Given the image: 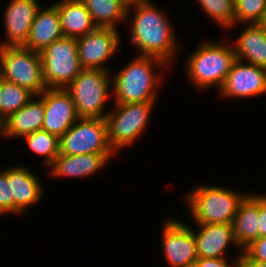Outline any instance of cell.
Returning a JSON list of instances; mask_svg holds the SVG:
<instances>
[{
	"mask_svg": "<svg viewBox=\"0 0 266 267\" xmlns=\"http://www.w3.org/2000/svg\"><path fill=\"white\" fill-rule=\"evenodd\" d=\"M31 152L44 158V165L50 167L60 154V141L45 130H37L23 137Z\"/></svg>",
	"mask_w": 266,
	"mask_h": 267,
	"instance_id": "obj_25",
	"label": "cell"
},
{
	"mask_svg": "<svg viewBox=\"0 0 266 267\" xmlns=\"http://www.w3.org/2000/svg\"><path fill=\"white\" fill-rule=\"evenodd\" d=\"M204 13L220 27L234 26L235 0H197Z\"/></svg>",
	"mask_w": 266,
	"mask_h": 267,
	"instance_id": "obj_26",
	"label": "cell"
},
{
	"mask_svg": "<svg viewBox=\"0 0 266 267\" xmlns=\"http://www.w3.org/2000/svg\"><path fill=\"white\" fill-rule=\"evenodd\" d=\"M60 154H116L108 139L106 118H79L60 138Z\"/></svg>",
	"mask_w": 266,
	"mask_h": 267,
	"instance_id": "obj_9",
	"label": "cell"
},
{
	"mask_svg": "<svg viewBox=\"0 0 266 267\" xmlns=\"http://www.w3.org/2000/svg\"><path fill=\"white\" fill-rule=\"evenodd\" d=\"M38 96L45 110L42 130L60 138L79 119L70 93L65 88H47Z\"/></svg>",
	"mask_w": 266,
	"mask_h": 267,
	"instance_id": "obj_13",
	"label": "cell"
},
{
	"mask_svg": "<svg viewBox=\"0 0 266 267\" xmlns=\"http://www.w3.org/2000/svg\"><path fill=\"white\" fill-rule=\"evenodd\" d=\"M119 32L116 28L97 27L85 36L77 38V51L82 69L111 71L106 61L121 50Z\"/></svg>",
	"mask_w": 266,
	"mask_h": 267,
	"instance_id": "obj_10",
	"label": "cell"
},
{
	"mask_svg": "<svg viewBox=\"0 0 266 267\" xmlns=\"http://www.w3.org/2000/svg\"><path fill=\"white\" fill-rule=\"evenodd\" d=\"M47 88H66L82 71L76 38L63 37L40 51Z\"/></svg>",
	"mask_w": 266,
	"mask_h": 267,
	"instance_id": "obj_8",
	"label": "cell"
},
{
	"mask_svg": "<svg viewBox=\"0 0 266 267\" xmlns=\"http://www.w3.org/2000/svg\"><path fill=\"white\" fill-rule=\"evenodd\" d=\"M238 256H235L232 262L225 258H198L193 267H238ZM227 258V259H226Z\"/></svg>",
	"mask_w": 266,
	"mask_h": 267,
	"instance_id": "obj_30",
	"label": "cell"
},
{
	"mask_svg": "<svg viewBox=\"0 0 266 267\" xmlns=\"http://www.w3.org/2000/svg\"><path fill=\"white\" fill-rule=\"evenodd\" d=\"M266 12V0H235L234 26L259 24Z\"/></svg>",
	"mask_w": 266,
	"mask_h": 267,
	"instance_id": "obj_27",
	"label": "cell"
},
{
	"mask_svg": "<svg viewBox=\"0 0 266 267\" xmlns=\"http://www.w3.org/2000/svg\"><path fill=\"white\" fill-rule=\"evenodd\" d=\"M162 227V252L168 267H193L198 259L193 229L176 218L166 220Z\"/></svg>",
	"mask_w": 266,
	"mask_h": 267,
	"instance_id": "obj_11",
	"label": "cell"
},
{
	"mask_svg": "<svg viewBox=\"0 0 266 267\" xmlns=\"http://www.w3.org/2000/svg\"><path fill=\"white\" fill-rule=\"evenodd\" d=\"M44 115V102L35 95L24 107L12 113L0 124V136L19 139L42 130Z\"/></svg>",
	"mask_w": 266,
	"mask_h": 267,
	"instance_id": "obj_17",
	"label": "cell"
},
{
	"mask_svg": "<svg viewBox=\"0 0 266 267\" xmlns=\"http://www.w3.org/2000/svg\"><path fill=\"white\" fill-rule=\"evenodd\" d=\"M266 236V194H259V237Z\"/></svg>",
	"mask_w": 266,
	"mask_h": 267,
	"instance_id": "obj_31",
	"label": "cell"
},
{
	"mask_svg": "<svg viewBox=\"0 0 266 267\" xmlns=\"http://www.w3.org/2000/svg\"><path fill=\"white\" fill-rule=\"evenodd\" d=\"M238 267H266V263L254 260L242 250L238 256Z\"/></svg>",
	"mask_w": 266,
	"mask_h": 267,
	"instance_id": "obj_32",
	"label": "cell"
},
{
	"mask_svg": "<svg viewBox=\"0 0 266 267\" xmlns=\"http://www.w3.org/2000/svg\"><path fill=\"white\" fill-rule=\"evenodd\" d=\"M159 66L164 69L171 65L154 56L132 57L130 63L112 75L113 104L156 102L164 81L156 71Z\"/></svg>",
	"mask_w": 266,
	"mask_h": 267,
	"instance_id": "obj_2",
	"label": "cell"
},
{
	"mask_svg": "<svg viewBox=\"0 0 266 267\" xmlns=\"http://www.w3.org/2000/svg\"><path fill=\"white\" fill-rule=\"evenodd\" d=\"M114 157V154H59L49 167L51 176L60 178H83L101 171Z\"/></svg>",
	"mask_w": 266,
	"mask_h": 267,
	"instance_id": "obj_18",
	"label": "cell"
},
{
	"mask_svg": "<svg viewBox=\"0 0 266 267\" xmlns=\"http://www.w3.org/2000/svg\"><path fill=\"white\" fill-rule=\"evenodd\" d=\"M155 102L112 104L106 116L108 139L115 153L128 148L147 128Z\"/></svg>",
	"mask_w": 266,
	"mask_h": 267,
	"instance_id": "obj_7",
	"label": "cell"
},
{
	"mask_svg": "<svg viewBox=\"0 0 266 267\" xmlns=\"http://www.w3.org/2000/svg\"><path fill=\"white\" fill-rule=\"evenodd\" d=\"M0 77L40 95L47 89L40 52L24 46L0 47Z\"/></svg>",
	"mask_w": 266,
	"mask_h": 267,
	"instance_id": "obj_6",
	"label": "cell"
},
{
	"mask_svg": "<svg viewBox=\"0 0 266 267\" xmlns=\"http://www.w3.org/2000/svg\"><path fill=\"white\" fill-rule=\"evenodd\" d=\"M34 96L28 89L0 77V124L24 107Z\"/></svg>",
	"mask_w": 266,
	"mask_h": 267,
	"instance_id": "obj_24",
	"label": "cell"
},
{
	"mask_svg": "<svg viewBox=\"0 0 266 267\" xmlns=\"http://www.w3.org/2000/svg\"><path fill=\"white\" fill-rule=\"evenodd\" d=\"M63 37L57 6L55 4L47 8L41 6L31 25L28 41L24 47L40 52Z\"/></svg>",
	"mask_w": 266,
	"mask_h": 267,
	"instance_id": "obj_19",
	"label": "cell"
},
{
	"mask_svg": "<svg viewBox=\"0 0 266 267\" xmlns=\"http://www.w3.org/2000/svg\"><path fill=\"white\" fill-rule=\"evenodd\" d=\"M193 188L183 199L186 200L191 218L193 217L196 224L232 223L240 203L248 195L203 183Z\"/></svg>",
	"mask_w": 266,
	"mask_h": 267,
	"instance_id": "obj_4",
	"label": "cell"
},
{
	"mask_svg": "<svg viewBox=\"0 0 266 267\" xmlns=\"http://www.w3.org/2000/svg\"><path fill=\"white\" fill-rule=\"evenodd\" d=\"M54 4L58 8L64 37L77 39L97 28L82 0H60Z\"/></svg>",
	"mask_w": 266,
	"mask_h": 267,
	"instance_id": "obj_21",
	"label": "cell"
},
{
	"mask_svg": "<svg viewBox=\"0 0 266 267\" xmlns=\"http://www.w3.org/2000/svg\"><path fill=\"white\" fill-rule=\"evenodd\" d=\"M244 251L254 260L266 263V236L255 239Z\"/></svg>",
	"mask_w": 266,
	"mask_h": 267,
	"instance_id": "obj_29",
	"label": "cell"
},
{
	"mask_svg": "<svg viewBox=\"0 0 266 267\" xmlns=\"http://www.w3.org/2000/svg\"><path fill=\"white\" fill-rule=\"evenodd\" d=\"M209 40L198 44L195 52L188 56L185 74L197 89L215 86L218 92L237 58L232 42L230 45L226 41Z\"/></svg>",
	"mask_w": 266,
	"mask_h": 267,
	"instance_id": "obj_3",
	"label": "cell"
},
{
	"mask_svg": "<svg viewBox=\"0 0 266 267\" xmlns=\"http://www.w3.org/2000/svg\"><path fill=\"white\" fill-rule=\"evenodd\" d=\"M97 27L116 28L126 22L127 5L122 0H82Z\"/></svg>",
	"mask_w": 266,
	"mask_h": 267,
	"instance_id": "obj_23",
	"label": "cell"
},
{
	"mask_svg": "<svg viewBox=\"0 0 266 267\" xmlns=\"http://www.w3.org/2000/svg\"><path fill=\"white\" fill-rule=\"evenodd\" d=\"M127 6L143 3V2H149L151 0H122Z\"/></svg>",
	"mask_w": 266,
	"mask_h": 267,
	"instance_id": "obj_33",
	"label": "cell"
},
{
	"mask_svg": "<svg viewBox=\"0 0 266 267\" xmlns=\"http://www.w3.org/2000/svg\"><path fill=\"white\" fill-rule=\"evenodd\" d=\"M193 229L198 258H225L230 245L239 247L236 242L232 223L196 224ZM226 254V255H225Z\"/></svg>",
	"mask_w": 266,
	"mask_h": 267,
	"instance_id": "obj_16",
	"label": "cell"
},
{
	"mask_svg": "<svg viewBox=\"0 0 266 267\" xmlns=\"http://www.w3.org/2000/svg\"><path fill=\"white\" fill-rule=\"evenodd\" d=\"M168 17L152 1L127 7L125 23L131 24L130 43L137 47V55L158 57L168 65L174 61L180 43Z\"/></svg>",
	"mask_w": 266,
	"mask_h": 267,
	"instance_id": "obj_1",
	"label": "cell"
},
{
	"mask_svg": "<svg viewBox=\"0 0 266 267\" xmlns=\"http://www.w3.org/2000/svg\"><path fill=\"white\" fill-rule=\"evenodd\" d=\"M0 215H5V213L0 209Z\"/></svg>",
	"mask_w": 266,
	"mask_h": 267,
	"instance_id": "obj_35",
	"label": "cell"
},
{
	"mask_svg": "<svg viewBox=\"0 0 266 267\" xmlns=\"http://www.w3.org/2000/svg\"><path fill=\"white\" fill-rule=\"evenodd\" d=\"M111 71L82 69L65 88L71 95L79 118H106L112 90ZM107 110V111H105Z\"/></svg>",
	"mask_w": 266,
	"mask_h": 267,
	"instance_id": "obj_5",
	"label": "cell"
},
{
	"mask_svg": "<svg viewBox=\"0 0 266 267\" xmlns=\"http://www.w3.org/2000/svg\"><path fill=\"white\" fill-rule=\"evenodd\" d=\"M234 44L237 60L266 68V31L259 24H247Z\"/></svg>",
	"mask_w": 266,
	"mask_h": 267,
	"instance_id": "obj_22",
	"label": "cell"
},
{
	"mask_svg": "<svg viewBox=\"0 0 266 267\" xmlns=\"http://www.w3.org/2000/svg\"><path fill=\"white\" fill-rule=\"evenodd\" d=\"M236 242L244 250L259 238V194L250 192L240 203L232 222Z\"/></svg>",
	"mask_w": 266,
	"mask_h": 267,
	"instance_id": "obj_20",
	"label": "cell"
},
{
	"mask_svg": "<svg viewBox=\"0 0 266 267\" xmlns=\"http://www.w3.org/2000/svg\"><path fill=\"white\" fill-rule=\"evenodd\" d=\"M40 8L41 4L37 0H10L3 10L6 37L4 41H0V47L24 46Z\"/></svg>",
	"mask_w": 266,
	"mask_h": 267,
	"instance_id": "obj_14",
	"label": "cell"
},
{
	"mask_svg": "<svg viewBox=\"0 0 266 267\" xmlns=\"http://www.w3.org/2000/svg\"><path fill=\"white\" fill-rule=\"evenodd\" d=\"M0 209L5 214L15 213V198L12 197L7 173L3 169L0 170Z\"/></svg>",
	"mask_w": 266,
	"mask_h": 267,
	"instance_id": "obj_28",
	"label": "cell"
},
{
	"mask_svg": "<svg viewBox=\"0 0 266 267\" xmlns=\"http://www.w3.org/2000/svg\"><path fill=\"white\" fill-rule=\"evenodd\" d=\"M7 173L12 197L15 198V214L21 215L27 208L41 201L44 188L40 178L24 165L3 169Z\"/></svg>",
	"mask_w": 266,
	"mask_h": 267,
	"instance_id": "obj_15",
	"label": "cell"
},
{
	"mask_svg": "<svg viewBox=\"0 0 266 267\" xmlns=\"http://www.w3.org/2000/svg\"><path fill=\"white\" fill-rule=\"evenodd\" d=\"M259 25L266 31V12Z\"/></svg>",
	"mask_w": 266,
	"mask_h": 267,
	"instance_id": "obj_34",
	"label": "cell"
},
{
	"mask_svg": "<svg viewBox=\"0 0 266 267\" xmlns=\"http://www.w3.org/2000/svg\"><path fill=\"white\" fill-rule=\"evenodd\" d=\"M218 94L224 99L266 94V68L236 60Z\"/></svg>",
	"mask_w": 266,
	"mask_h": 267,
	"instance_id": "obj_12",
	"label": "cell"
}]
</instances>
